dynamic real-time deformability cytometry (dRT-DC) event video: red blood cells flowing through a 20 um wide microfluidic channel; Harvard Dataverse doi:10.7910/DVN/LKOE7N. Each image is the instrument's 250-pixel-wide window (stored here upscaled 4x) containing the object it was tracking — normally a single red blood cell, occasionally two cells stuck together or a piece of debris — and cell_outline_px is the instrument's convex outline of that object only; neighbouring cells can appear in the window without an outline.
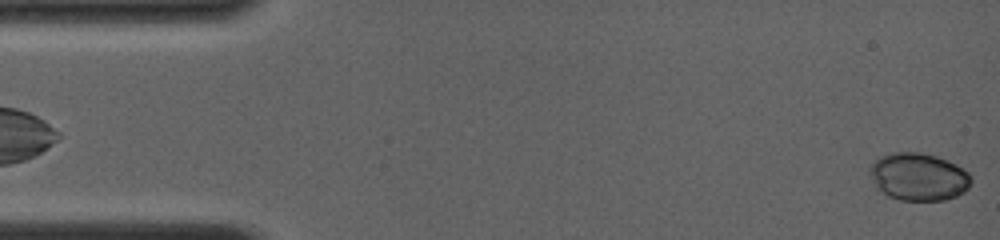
{"species": "common noctule bat (a hibernating species)", "species_latin": "Nyctalus noctula", "temperature_condition": "room temperature", "stored_images_in_passage": 10, "camera_frame_rate_fps": 4000, "um_per_image_px": 0.085, "animal": {"sex": "female", "body_mass_g": 19.0, "forearm_length_mm": 56.7}, "frame": {"image": 1, "passage_image": 1, "time_ms": 0.0, "image_size_px": [1000, 240], "cell_outline_px": [[972, 180], [968, 188], [964, 192], [956, 196], [944, 200], [900, 200], [888, 196], [876, 188], [868, 168], [880, 156], [892, 152], [920, 152], [936, 156], [956, 164], [964, 168], [972, 176]], "centroid_in_image_um": [78.09, 15.02], "position_along_channel_um": 6.9, "area_um2": 28.26}}
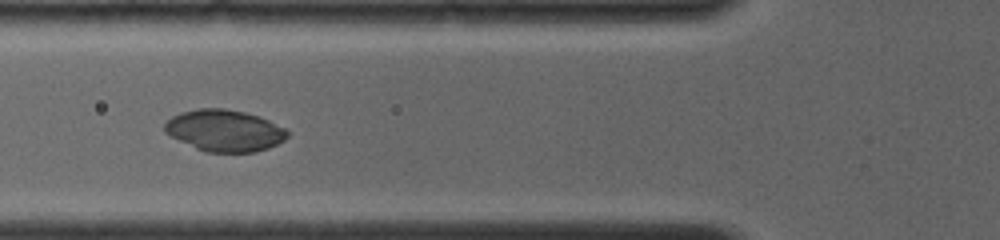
{"frame": {"image": 2, "passage_image": 9, "time_ms": 5.5, "image_size_px": [1000, 240], "cell_outline_px": [[288, 136], [284, 140], [268, 148], [256, 152], [204, 152], [164, 132], [164, 124], [172, 116], [180, 112], [196, 108], [224, 108], [244, 112], [260, 116], [284, 128], [288, 132]], "centroid_in_image_um": [19.08, 11.09], "position_along_channel_um": 106.7, "area_um2": 29.71}}
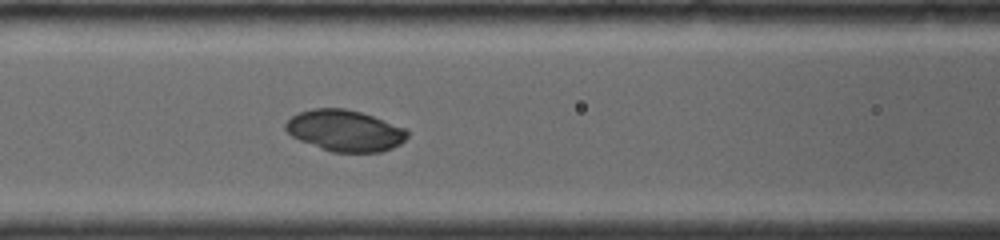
{"frame": {"image": 3, "passage_image": 10, "time_ms": 6.25, "image_size_px": [1000, 240], "cell_outline_px": [[408, 136], [400, 144], [392, 148], [380, 152], [332, 152], [320, 148], [300, 140], [292, 136], [284, 128], [284, 124], [292, 116], [300, 112], [312, 108], [344, 108], [360, 112], [408, 128]], "centroid_in_image_um": [29.33, 11.1], "position_along_channel_um": 137.3, "area_um2": 29.3}}